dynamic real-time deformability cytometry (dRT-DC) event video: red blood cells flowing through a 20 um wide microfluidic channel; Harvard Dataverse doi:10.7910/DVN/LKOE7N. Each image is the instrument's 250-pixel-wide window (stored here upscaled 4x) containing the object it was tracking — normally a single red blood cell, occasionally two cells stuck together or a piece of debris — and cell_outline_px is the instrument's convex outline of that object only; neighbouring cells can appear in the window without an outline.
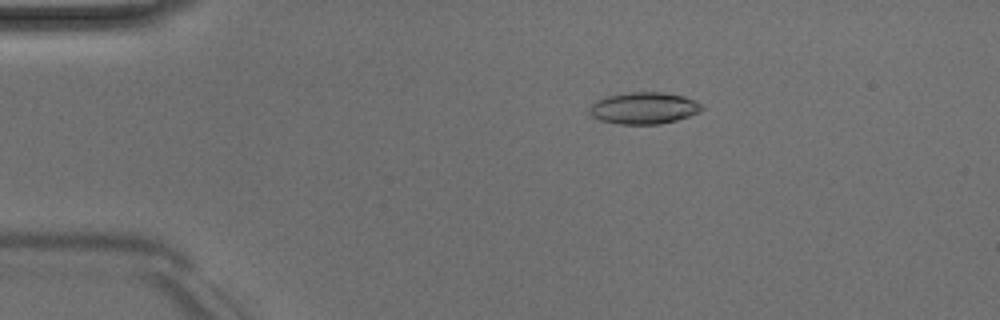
{"species": "Egyptian fruit bat (a non-hibernating species)", "species_latin": "Rousettus aegyptiacus", "temperature_condition": "room temperature", "stored_images_in_passage": 7, "camera_frame_rate_fps": 3000, "um_per_image_px": 0.085, "animal": {"sex": "male"}, "frame": {"image": 1, "passage_image": 3, "time_ms": 2.333, "image_size_px": [1000, 320], "cell_outline_px": [[704, 108], [700, 112], [676, 120], [660, 124], [616, 124], [600, 120], [592, 116], [588, 112], [588, 108], [596, 100], [608, 96], [628, 92], [664, 92], [684, 96], [696, 100], [704, 104]], "centroid_in_image_um": [54.75, 9.18], "position_along_channel_um": 30.3, "area_um2": 21.04}}